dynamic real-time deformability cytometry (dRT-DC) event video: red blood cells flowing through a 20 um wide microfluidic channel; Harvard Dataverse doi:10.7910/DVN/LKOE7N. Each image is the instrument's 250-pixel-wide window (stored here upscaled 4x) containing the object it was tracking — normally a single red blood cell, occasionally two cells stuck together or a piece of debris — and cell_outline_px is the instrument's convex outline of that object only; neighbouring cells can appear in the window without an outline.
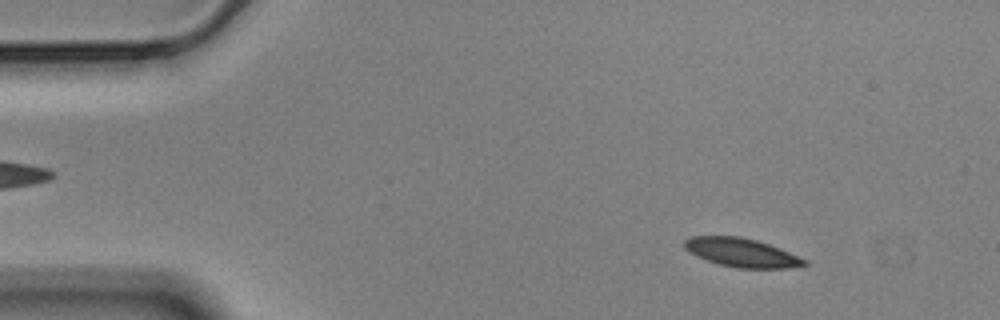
{"species": "Egyptian fruit bat (a non-hibernating species)", "species_latin": "Rousettus aegyptiacus", "temperature_condition": "cold", "stored_images_in_passage": 56, "camera_frame_rate_fps": 3000, "um_per_image_px": 0.085, "animal": {"sex": "male"}, "frame": {"image": 1, "passage_image": 7, "time_ms": 2.0, "image_size_px": [1000, 320], "cell_outline_px": [[808, 264], [788, 268], [736, 268], [716, 264], [696, 256], [688, 252], [684, 248], [684, 240], [692, 236], [740, 236], [756, 240], [768, 244], [808, 260]], "centroid_in_image_um": [62.99, 21.47], "position_along_channel_um": 22.0, "area_um2": 20.11}}
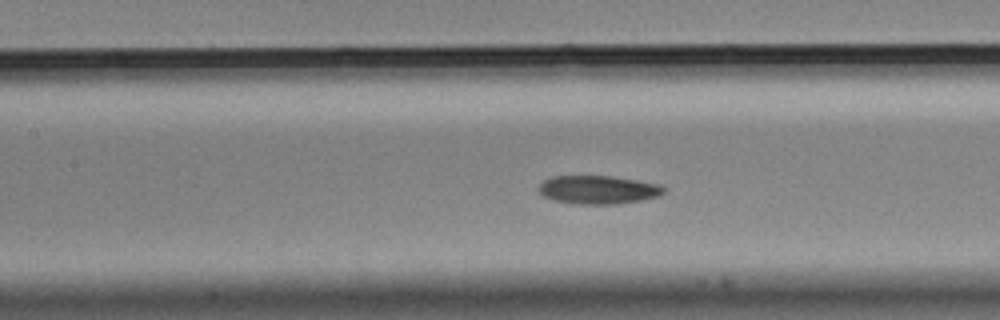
{"frame": {"image": 2, "passage_image": 25, "time_ms": 8.0, "image_size_px": [1000, 320], "cell_outline_px": [[664, 192], [660, 196], [640, 200], [616, 204], [576, 204], [556, 200], [544, 196], [536, 188], [544, 180], [552, 176], [608, 176], [636, 180], [656, 184], [664, 188]], "centroid_in_image_um": [50.81, 16.13], "position_along_channel_um": 156.6, "area_um2": 20.46}}
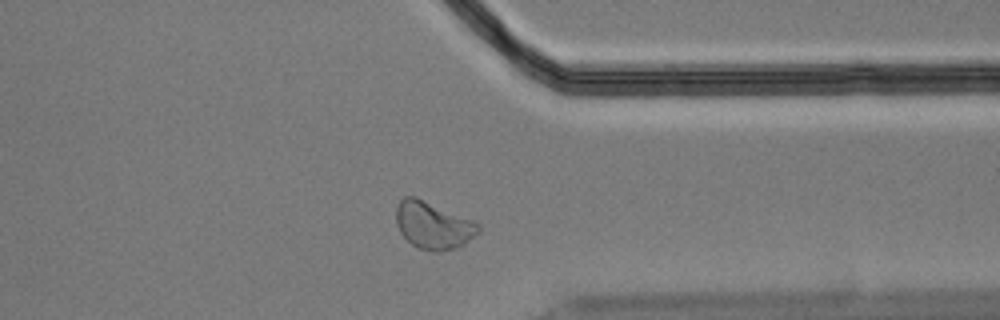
{"frame": {"image": 3, "passage_image": 44, "time_ms": 14.333, "image_size_px": [1000, 320], "cell_outline_px": [[480, 232], [464, 244], [440, 252], [432, 252], [420, 248], [412, 244], [400, 232], [396, 224], [396, 208], [400, 200], [404, 196], [416, 196], [472, 220], [480, 224]], "centroid_in_image_um": [36.81, 19.14], "position_along_channel_um": 374.6, "area_um2": 22.6}, "authors_computed_cell_mechanics": {"area_um2": 20.9236, "velocity_mm_per_s": 3.5065, "shape_relaxation_time_tau1_ms": 8.8472, "shape_relaxation_time_tau2_ms": 5.3939, "deformation_change_tau1": 0.1449, "deformation_change_tau2": 0.1085}}